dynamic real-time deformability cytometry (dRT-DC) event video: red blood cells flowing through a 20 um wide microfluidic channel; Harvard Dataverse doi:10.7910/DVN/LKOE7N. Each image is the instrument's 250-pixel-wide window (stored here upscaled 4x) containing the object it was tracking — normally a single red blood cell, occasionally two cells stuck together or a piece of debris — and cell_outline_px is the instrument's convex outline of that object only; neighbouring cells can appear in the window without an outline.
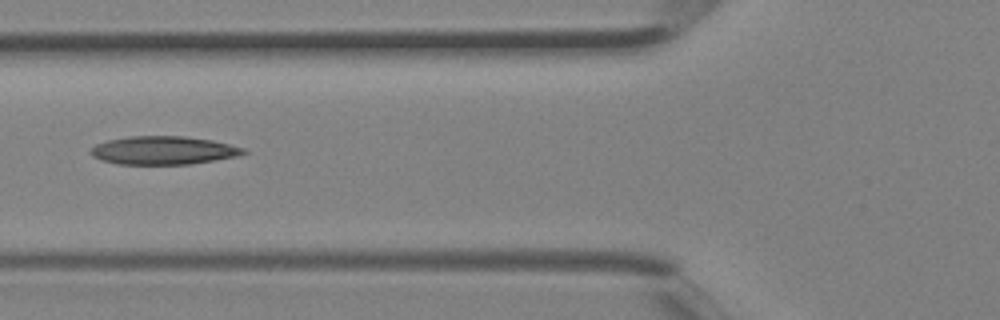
{"species": "Egyptian fruit bat (a non-hibernating species)", "species_latin": "Rousettus aegyptiacus", "temperature_condition": "room temperature", "stored_images_in_passage": 2, "camera_frame_rate_fps": 3000, "um_per_image_px": 0.085, "animal": {"sex": "female"}, "frame": {"image": 1, "passage_image": 2, "time_ms": 0.333, "image_size_px": [1000, 320], "cell_outline_px": [[248, 152], [236, 156], [188, 164], [116, 164], [100, 160], [92, 156], [88, 152], [96, 144], [108, 140], [128, 136], [184, 136], [212, 140], [244, 148]], "centroid_in_image_um": [13.83, 12.78], "position_along_channel_um": 112.0, "area_um2": 25.09}}